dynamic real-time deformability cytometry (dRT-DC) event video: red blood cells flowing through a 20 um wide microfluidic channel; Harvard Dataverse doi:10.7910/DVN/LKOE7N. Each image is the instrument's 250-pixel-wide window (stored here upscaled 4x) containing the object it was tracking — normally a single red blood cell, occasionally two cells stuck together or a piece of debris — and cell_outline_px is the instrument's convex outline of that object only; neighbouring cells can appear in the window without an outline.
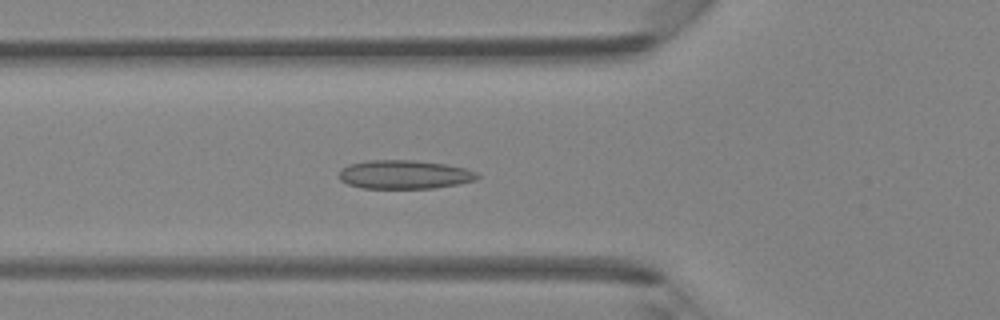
{"species": "Egyptian fruit bat (a non-hibernating species)", "species_latin": "Rousettus aegyptiacus", "temperature_condition": "room temperature", "stored_images_in_passage": 45, "camera_frame_rate_fps": 3000, "um_per_image_px": 0.085, "animal": {"sex": "female"}, "frame": {"image": 1, "passage_image": 16, "time_ms": 5.0, "image_size_px": [1000, 320], "cell_outline_px": [[480, 176], [476, 180], [456, 184], [432, 188], [360, 188], [348, 184], [340, 180], [340, 168], [348, 164], [368, 160], [416, 160], [444, 164], [464, 168], [476, 172]], "centroid_in_image_um": [34.34, 14.83], "position_along_channel_um": 91.5, "area_um2": 23.12}}
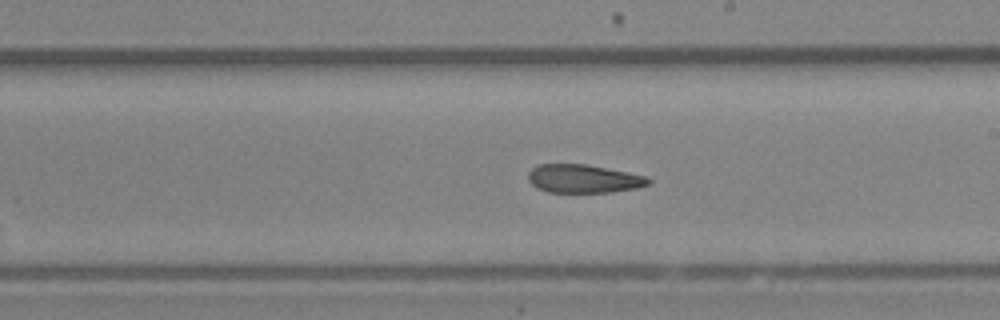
{"frame": {"image": 2, "passage_image": 26, "time_ms": 8.333, "image_size_px": [1000, 320], "cell_outline_px": [[652, 184], [636, 188], [612, 192], [548, 192], [536, 188], [528, 180], [528, 172], [532, 168], [540, 164], [588, 164], [648, 176], [652, 180]], "centroid_in_image_um": [49.64, 15.19], "position_along_channel_um": 239.4, "area_um2": 20.11}}
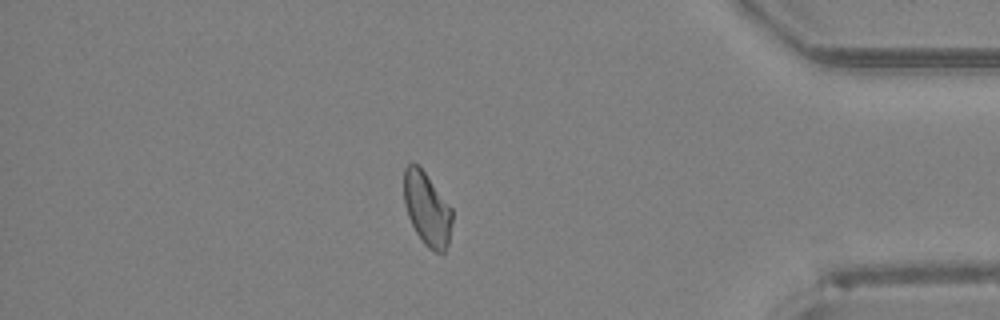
{"frame": {"image": 3, "passage_image": 39, "time_ms": 12.667, "image_size_px": [1000, 320], "cell_outline_px": [[452, 224], [448, 244], [444, 252], [436, 252], [428, 248], [424, 244], [416, 232], [408, 216], [404, 204], [404, 168], [408, 164], [416, 164], [424, 172], [452, 208]], "centroid_in_image_um": [36.3, 17.78], "position_along_channel_um": 398.9, "area_um2": 20.4}}